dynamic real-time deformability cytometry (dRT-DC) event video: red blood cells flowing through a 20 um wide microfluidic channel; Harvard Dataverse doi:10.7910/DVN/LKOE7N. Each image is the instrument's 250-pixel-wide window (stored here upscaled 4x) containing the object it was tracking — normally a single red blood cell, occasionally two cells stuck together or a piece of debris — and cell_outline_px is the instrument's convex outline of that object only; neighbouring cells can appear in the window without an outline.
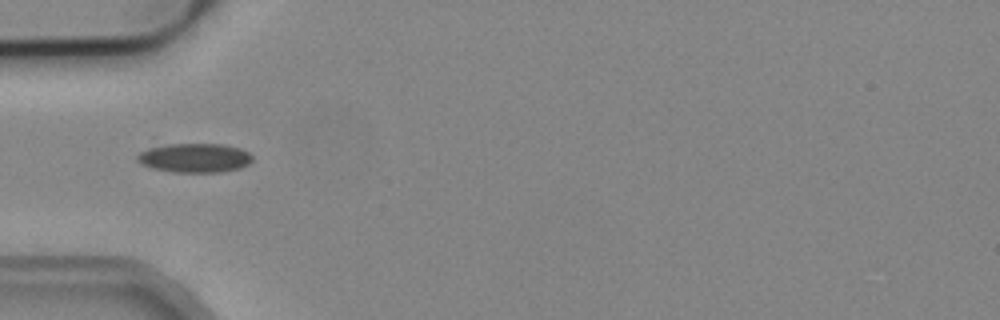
{"species": "common noctule bat (a hibernating species)", "species_latin": "Nyctalus noctula", "temperature_condition": "cold", "stored_images_in_passage": 5, "camera_frame_rate_fps": 3000, "um_per_image_px": 0.085, "animal": {"sex": "male", "body_mass_g": 19.2, "forearm_length_mm": 51.8}, "frame": {"image": 1, "passage_image": 3, "time_ms": 0.667, "image_size_px": [1000, 320], "cell_outline_px": [[252, 160], [248, 164], [240, 168], [224, 172], [172, 172], [152, 168], [140, 164], [136, 160], [136, 156], [140, 152], [148, 148], [168, 144], [224, 144], [240, 148], [248, 152], [252, 156]], "centroid_in_image_um": [16.54, 13.42], "position_along_channel_um": 68.5, "area_um2": 19.71}}